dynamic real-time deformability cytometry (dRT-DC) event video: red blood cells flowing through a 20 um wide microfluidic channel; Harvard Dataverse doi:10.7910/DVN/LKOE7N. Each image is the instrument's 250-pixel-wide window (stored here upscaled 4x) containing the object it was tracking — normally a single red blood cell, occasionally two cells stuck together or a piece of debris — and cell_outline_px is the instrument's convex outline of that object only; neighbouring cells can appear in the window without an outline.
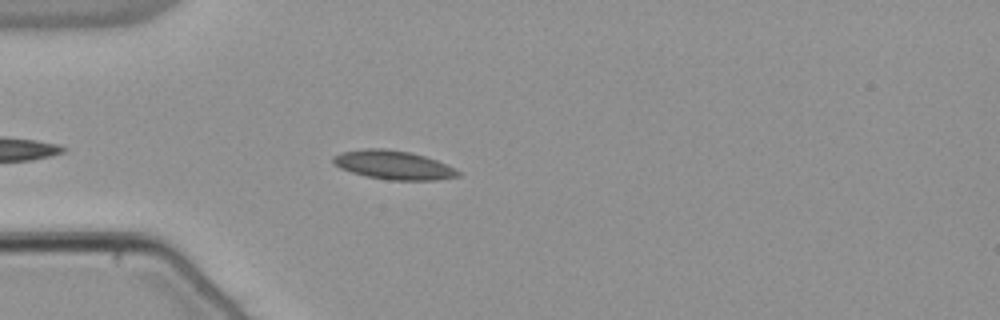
{"species": "common noctule bat (a hibernating species)", "species_latin": "Nyctalus noctula", "temperature_condition": "warm", "stored_images_in_passage": 32, "camera_frame_rate_fps": 3000, "um_per_image_px": 0.085, "animal": {"sex": "male", "body_mass_g": 21.5, "forearm_length_mm": 52.0}, "frame": {"image": 1, "passage_image": 5, "time_ms": 1.333, "image_size_px": [1000, 320], "cell_outline_px": [[460, 176], [436, 180], [388, 180], [364, 176], [340, 168], [332, 164], [332, 156], [340, 152], [364, 148], [384, 148], [412, 152], [436, 160], [460, 172]], "centroid_in_image_um": [33.37, 14.02], "position_along_channel_um": 51.6, "area_um2": 21.1}}
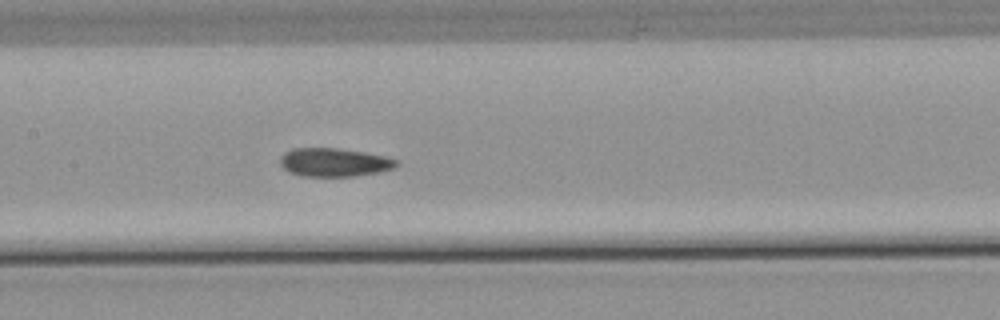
{"frame": {"image": 2, "passage_image": 16, "time_ms": 5.0, "image_size_px": [1000, 320], "cell_outline_px": [[400, 164], [392, 168], [380, 172], [352, 176], [300, 176], [288, 172], [280, 164], [280, 156], [284, 152], [292, 148], [336, 148], [364, 152], [384, 156], [400, 160]], "centroid_in_image_um": [28.39, 13.79], "position_along_channel_um": 179.0, "area_um2": 19.42}}
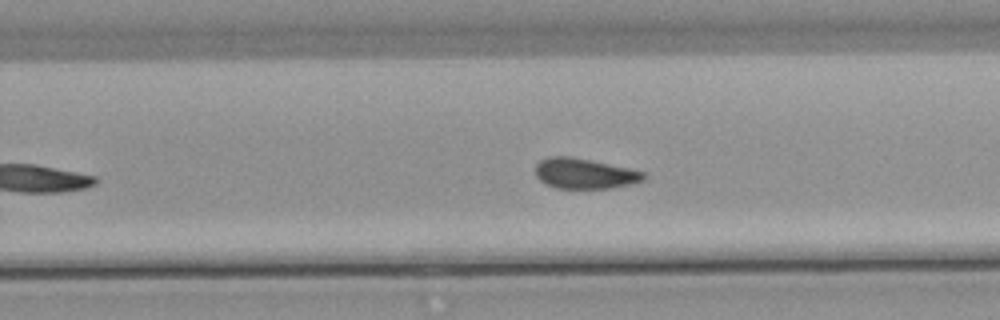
{"frame": {"image": 3, "passage_image": 24, "time_ms": 7.667, "image_size_px": [1000, 320], "cell_outline_px": [[648, 176], [644, 180], [612, 188], [556, 188], [544, 184], [536, 176], [536, 164], [540, 160], [548, 156], [572, 156], [628, 168], [644, 172]], "centroid_in_image_um": [49.66, 14.74], "position_along_channel_um": 280.1, "area_um2": 19.19}, "authors_computed_cell_mechanics": {"area_um2": 19.652, "velocity_mm_per_s": 3.8033, "shape_relaxation_time_tau1_ms": null, "shape_relaxation_time_tau2_ms": 4.2406, "deformation_change_tau1": null, "deformation_change_tau2": 0.0871}}